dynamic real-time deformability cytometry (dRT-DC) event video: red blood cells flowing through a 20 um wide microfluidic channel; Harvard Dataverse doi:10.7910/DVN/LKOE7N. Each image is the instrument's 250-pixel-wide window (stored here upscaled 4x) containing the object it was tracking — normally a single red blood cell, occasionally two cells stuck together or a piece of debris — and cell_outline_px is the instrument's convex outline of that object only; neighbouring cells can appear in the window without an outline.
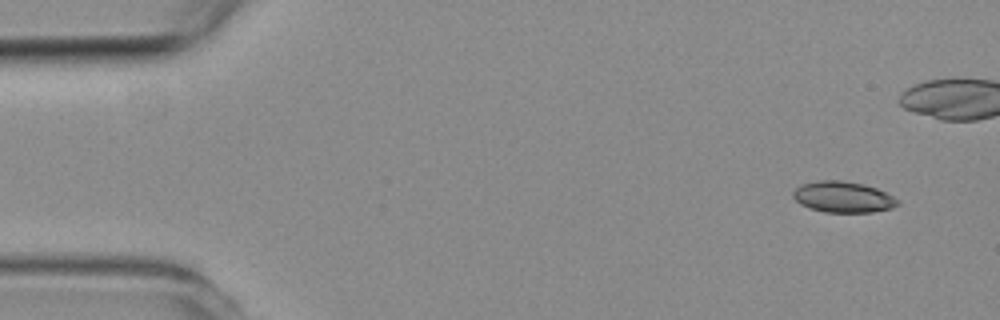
{"species": "common noctule bat (a hibernating species)", "species_latin": "Nyctalus noctula", "temperature_condition": "room temperature", "stored_images_in_passage": 5, "camera_frame_rate_fps": 3000, "um_per_image_px": 0.085, "animal": {"sex": "female", "body_mass_g": 19.3, "forearm_length_mm": 54.1}, "frame": {"image": 1, "passage_image": 1, "time_ms": 0.0, "image_size_px": [1000, 320], "cell_outline_px": [[900, 204], [892, 208], [872, 212], [824, 212], [808, 208], [800, 204], [792, 196], [792, 192], [800, 184], [820, 180], [840, 180], [864, 184], [876, 188], [900, 200]], "centroid_in_image_um": [71.65, 16.74], "position_along_channel_um": 13.4, "area_um2": 19.02}}